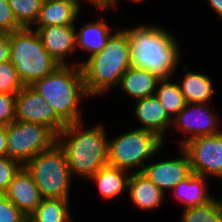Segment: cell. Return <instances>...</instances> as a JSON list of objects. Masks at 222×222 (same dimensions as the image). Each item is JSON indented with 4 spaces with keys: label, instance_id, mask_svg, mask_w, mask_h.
I'll use <instances>...</instances> for the list:
<instances>
[{
    "label": "cell",
    "instance_id": "603a6c76",
    "mask_svg": "<svg viewBox=\"0 0 222 222\" xmlns=\"http://www.w3.org/2000/svg\"><path fill=\"white\" fill-rule=\"evenodd\" d=\"M68 199L43 198L26 222H72Z\"/></svg>",
    "mask_w": 222,
    "mask_h": 222
},
{
    "label": "cell",
    "instance_id": "3957f363",
    "mask_svg": "<svg viewBox=\"0 0 222 222\" xmlns=\"http://www.w3.org/2000/svg\"><path fill=\"white\" fill-rule=\"evenodd\" d=\"M79 66L90 98L102 97L109 89L118 87L121 76L132 66L126 29L115 30L106 46L99 53L81 60Z\"/></svg>",
    "mask_w": 222,
    "mask_h": 222
},
{
    "label": "cell",
    "instance_id": "8992f818",
    "mask_svg": "<svg viewBox=\"0 0 222 222\" xmlns=\"http://www.w3.org/2000/svg\"><path fill=\"white\" fill-rule=\"evenodd\" d=\"M163 144L162 138L148 130L137 128L119 134L109 139L108 165L127 172L136 168L133 173H140Z\"/></svg>",
    "mask_w": 222,
    "mask_h": 222
},
{
    "label": "cell",
    "instance_id": "5bb4252c",
    "mask_svg": "<svg viewBox=\"0 0 222 222\" xmlns=\"http://www.w3.org/2000/svg\"><path fill=\"white\" fill-rule=\"evenodd\" d=\"M4 196L27 217L36 210L43 199L31 174L24 166L14 175Z\"/></svg>",
    "mask_w": 222,
    "mask_h": 222
},
{
    "label": "cell",
    "instance_id": "e575fe53",
    "mask_svg": "<svg viewBox=\"0 0 222 222\" xmlns=\"http://www.w3.org/2000/svg\"><path fill=\"white\" fill-rule=\"evenodd\" d=\"M209 6L217 14V16L222 20V0H207Z\"/></svg>",
    "mask_w": 222,
    "mask_h": 222
},
{
    "label": "cell",
    "instance_id": "74e56055",
    "mask_svg": "<svg viewBox=\"0 0 222 222\" xmlns=\"http://www.w3.org/2000/svg\"><path fill=\"white\" fill-rule=\"evenodd\" d=\"M4 195V193H2L1 191H0V197H2Z\"/></svg>",
    "mask_w": 222,
    "mask_h": 222
},
{
    "label": "cell",
    "instance_id": "d6a6232c",
    "mask_svg": "<svg viewBox=\"0 0 222 222\" xmlns=\"http://www.w3.org/2000/svg\"><path fill=\"white\" fill-rule=\"evenodd\" d=\"M82 0H80L81 3ZM87 1L88 3L90 2L91 4H93V6L97 9H99L100 11H103L107 8H115L114 6H116V4L118 3V0H84Z\"/></svg>",
    "mask_w": 222,
    "mask_h": 222
},
{
    "label": "cell",
    "instance_id": "f1b7e54d",
    "mask_svg": "<svg viewBox=\"0 0 222 222\" xmlns=\"http://www.w3.org/2000/svg\"><path fill=\"white\" fill-rule=\"evenodd\" d=\"M16 94L0 93V126H7L16 119Z\"/></svg>",
    "mask_w": 222,
    "mask_h": 222
},
{
    "label": "cell",
    "instance_id": "52a82bcc",
    "mask_svg": "<svg viewBox=\"0 0 222 222\" xmlns=\"http://www.w3.org/2000/svg\"><path fill=\"white\" fill-rule=\"evenodd\" d=\"M24 167L31 174L42 198L70 200L73 177L65 152L57 142L30 159Z\"/></svg>",
    "mask_w": 222,
    "mask_h": 222
},
{
    "label": "cell",
    "instance_id": "83f0119b",
    "mask_svg": "<svg viewBox=\"0 0 222 222\" xmlns=\"http://www.w3.org/2000/svg\"><path fill=\"white\" fill-rule=\"evenodd\" d=\"M22 165L10 157L0 158V191L4 193Z\"/></svg>",
    "mask_w": 222,
    "mask_h": 222
},
{
    "label": "cell",
    "instance_id": "ac0fdd59",
    "mask_svg": "<svg viewBox=\"0 0 222 222\" xmlns=\"http://www.w3.org/2000/svg\"><path fill=\"white\" fill-rule=\"evenodd\" d=\"M160 78L145 69L129 67L121 76L118 89L122 90L130 98L140 100L146 97L154 96L157 83Z\"/></svg>",
    "mask_w": 222,
    "mask_h": 222
},
{
    "label": "cell",
    "instance_id": "cb8c5ba5",
    "mask_svg": "<svg viewBox=\"0 0 222 222\" xmlns=\"http://www.w3.org/2000/svg\"><path fill=\"white\" fill-rule=\"evenodd\" d=\"M155 96L171 119L187 104L179 84L173 83L171 78H163L158 81Z\"/></svg>",
    "mask_w": 222,
    "mask_h": 222
},
{
    "label": "cell",
    "instance_id": "7c38bea8",
    "mask_svg": "<svg viewBox=\"0 0 222 222\" xmlns=\"http://www.w3.org/2000/svg\"><path fill=\"white\" fill-rule=\"evenodd\" d=\"M180 156L175 159L147 163L142 173L164 193L172 190L180 181L191 173L190 159L186 151L180 147Z\"/></svg>",
    "mask_w": 222,
    "mask_h": 222
},
{
    "label": "cell",
    "instance_id": "e0dca14e",
    "mask_svg": "<svg viewBox=\"0 0 222 222\" xmlns=\"http://www.w3.org/2000/svg\"><path fill=\"white\" fill-rule=\"evenodd\" d=\"M127 190L133 204L142 210L160 207L165 193L150 181L142 172L130 173Z\"/></svg>",
    "mask_w": 222,
    "mask_h": 222
},
{
    "label": "cell",
    "instance_id": "484cf974",
    "mask_svg": "<svg viewBox=\"0 0 222 222\" xmlns=\"http://www.w3.org/2000/svg\"><path fill=\"white\" fill-rule=\"evenodd\" d=\"M180 222H222L216 197L204 205L183 209Z\"/></svg>",
    "mask_w": 222,
    "mask_h": 222
},
{
    "label": "cell",
    "instance_id": "8fae6325",
    "mask_svg": "<svg viewBox=\"0 0 222 222\" xmlns=\"http://www.w3.org/2000/svg\"><path fill=\"white\" fill-rule=\"evenodd\" d=\"M209 105V103H187L172 119V126L176 131L183 132L186 136L179 141L180 147L188 140L222 132L217 125L220 119ZM186 134H189V137Z\"/></svg>",
    "mask_w": 222,
    "mask_h": 222
},
{
    "label": "cell",
    "instance_id": "4dcf8cb0",
    "mask_svg": "<svg viewBox=\"0 0 222 222\" xmlns=\"http://www.w3.org/2000/svg\"><path fill=\"white\" fill-rule=\"evenodd\" d=\"M25 216L9 199L4 195L0 197V222H26Z\"/></svg>",
    "mask_w": 222,
    "mask_h": 222
},
{
    "label": "cell",
    "instance_id": "ffe728a7",
    "mask_svg": "<svg viewBox=\"0 0 222 222\" xmlns=\"http://www.w3.org/2000/svg\"><path fill=\"white\" fill-rule=\"evenodd\" d=\"M127 171L112 167L110 165L100 168L89 180H93L98 188L101 198L107 200L115 199L120 194L127 191L128 178Z\"/></svg>",
    "mask_w": 222,
    "mask_h": 222
},
{
    "label": "cell",
    "instance_id": "7a4b0ae2",
    "mask_svg": "<svg viewBox=\"0 0 222 222\" xmlns=\"http://www.w3.org/2000/svg\"><path fill=\"white\" fill-rule=\"evenodd\" d=\"M83 127V121L67 124L57 135V143L65 152L72 177L88 180L108 165L109 139L102 123Z\"/></svg>",
    "mask_w": 222,
    "mask_h": 222
},
{
    "label": "cell",
    "instance_id": "f546056e",
    "mask_svg": "<svg viewBox=\"0 0 222 222\" xmlns=\"http://www.w3.org/2000/svg\"><path fill=\"white\" fill-rule=\"evenodd\" d=\"M22 29L17 23L8 0H0V32L12 33Z\"/></svg>",
    "mask_w": 222,
    "mask_h": 222
},
{
    "label": "cell",
    "instance_id": "2e32d148",
    "mask_svg": "<svg viewBox=\"0 0 222 222\" xmlns=\"http://www.w3.org/2000/svg\"><path fill=\"white\" fill-rule=\"evenodd\" d=\"M81 4L80 0H44L33 26L41 28L50 25H75Z\"/></svg>",
    "mask_w": 222,
    "mask_h": 222
},
{
    "label": "cell",
    "instance_id": "9a60e30c",
    "mask_svg": "<svg viewBox=\"0 0 222 222\" xmlns=\"http://www.w3.org/2000/svg\"><path fill=\"white\" fill-rule=\"evenodd\" d=\"M134 104L135 119L142 125L138 129L154 132L165 142L166 132L172 127V119L158 98L154 95L136 100Z\"/></svg>",
    "mask_w": 222,
    "mask_h": 222
},
{
    "label": "cell",
    "instance_id": "6da1fadb",
    "mask_svg": "<svg viewBox=\"0 0 222 222\" xmlns=\"http://www.w3.org/2000/svg\"><path fill=\"white\" fill-rule=\"evenodd\" d=\"M129 36L132 67L172 78L180 65L181 52L176 37L163 26L142 24L125 28Z\"/></svg>",
    "mask_w": 222,
    "mask_h": 222
},
{
    "label": "cell",
    "instance_id": "9c48e42d",
    "mask_svg": "<svg viewBox=\"0 0 222 222\" xmlns=\"http://www.w3.org/2000/svg\"><path fill=\"white\" fill-rule=\"evenodd\" d=\"M182 148L189 156L192 172L222 180V132L188 140Z\"/></svg>",
    "mask_w": 222,
    "mask_h": 222
},
{
    "label": "cell",
    "instance_id": "1f68e13d",
    "mask_svg": "<svg viewBox=\"0 0 222 222\" xmlns=\"http://www.w3.org/2000/svg\"><path fill=\"white\" fill-rule=\"evenodd\" d=\"M10 60L9 33L0 32V63Z\"/></svg>",
    "mask_w": 222,
    "mask_h": 222
},
{
    "label": "cell",
    "instance_id": "277c9868",
    "mask_svg": "<svg viewBox=\"0 0 222 222\" xmlns=\"http://www.w3.org/2000/svg\"><path fill=\"white\" fill-rule=\"evenodd\" d=\"M70 64L60 65L53 73L31 85L66 124L82 121L79 106L82 99L90 97L85 88L81 66L75 60Z\"/></svg>",
    "mask_w": 222,
    "mask_h": 222
},
{
    "label": "cell",
    "instance_id": "836d02e7",
    "mask_svg": "<svg viewBox=\"0 0 222 222\" xmlns=\"http://www.w3.org/2000/svg\"><path fill=\"white\" fill-rule=\"evenodd\" d=\"M8 156L7 126H0V158Z\"/></svg>",
    "mask_w": 222,
    "mask_h": 222
},
{
    "label": "cell",
    "instance_id": "d4e9b609",
    "mask_svg": "<svg viewBox=\"0 0 222 222\" xmlns=\"http://www.w3.org/2000/svg\"><path fill=\"white\" fill-rule=\"evenodd\" d=\"M44 0H8L17 23L22 28H35L39 11Z\"/></svg>",
    "mask_w": 222,
    "mask_h": 222
},
{
    "label": "cell",
    "instance_id": "ba28073f",
    "mask_svg": "<svg viewBox=\"0 0 222 222\" xmlns=\"http://www.w3.org/2000/svg\"><path fill=\"white\" fill-rule=\"evenodd\" d=\"M56 142L57 135L47 126L18 120L7 125L8 157L17 160L22 166Z\"/></svg>",
    "mask_w": 222,
    "mask_h": 222
},
{
    "label": "cell",
    "instance_id": "5b68a950",
    "mask_svg": "<svg viewBox=\"0 0 222 222\" xmlns=\"http://www.w3.org/2000/svg\"><path fill=\"white\" fill-rule=\"evenodd\" d=\"M9 41L10 61L24 86H31L60 66L44 49L34 29L22 28L9 33Z\"/></svg>",
    "mask_w": 222,
    "mask_h": 222
},
{
    "label": "cell",
    "instance_id": "30bf717a",
    "mask_svg": "<svg viewBox=\"0 0 222 222\" xmlns=\"http://www.w3.org/2000/svg\"><path fill=\"white\" fill-rule=\"evenodd\" d=\"M15 110V120L47 126L56 135L67 125L32 86H24L16 94Z\"/></svg>",
    "mask_w": 222,
    "mask_h": 222
},
{
    "label": "cell",
    "instance_id": "d590c367",
    "mask_svg": "<svg viewBox=\"0 0 222 222\" xmlns=\"http://www.w3.org/2000/svg\"><path fill=\"white\" fill-rule=\"evenodd\" d=\"M217 200V203L219 205V208L221 210V215H222V199H216Z\"/></svg>",
    "mask_w": 222,
    "mask_h": 222
},
{
    "label": "cell",
    "instance_id": "4316f807",
    "mask_svg": "<svg viewBox=\"0 0 222 222\" xmlns=\"http://www.w3.org/2000/svg\"><path fill=\"white\" fill-rule=\"evenodd\" d=\"M23 87L24 84L11 61L0 63V93L17 94Z\"/></svg>",
    "mask_w": 222,
    "mask_h": 222
},
{
    "label": "cell",
    "instance_id": "4fadbf2b",
    "mask_svg": "<svg viewBox=\"0 0 222 222\" xmlns=\"http://www.w3.org/2000/svg\"><path fill=\"white\" fill-rule=\"evenodd\" d=\"M76 24L59 26L50 25L36 28L44 49L60 65H69L66 57L73 54L76 49Z\"/></svg>",
    "mask_w": 222,
    "mask_h": 222
},
{
    "label": "cell",
    "instance_id": "d6986e66",
    "mask_svg": "<svg viewBox=\"0 0 222 222\" xmlns=\"http://www.w3.org/2000/svg\"><path fill=\"white\" fill-rule=\"evenodd\" d=\"M208 180L209 178L192 172L172 189L175 197L184 205L183 209L204 205L214 198L208 192Z\"/></svg>",
    "mask_w": 222,
    "mask_h": 222
},
{
    "label": "cell",
    "instance_id": "8d00e7d4",
    "mask_svg": "<svg viewBox=\"0 0 222 222\" xmlns=\"http://www.w3.org/2000/svg\"><path fill=\"white\" fill-rule=\"evenodd\" d=\"M131 1H133V2L135 1V2H138V3H139V2H142V1H144V0H131Z\"/></svg>",
    "mask_w": 222,
    "mask_h": 222
},
{
    "label": "cell",
    "instance_id": "7402d4cb",
    "mask_svg": "<svg viewBox=\"0 0 222 222\" xmlns=\"http://www.w3.org/2000/svg\"><path fill=\"white\" fill-rule=\"evenodd\" d=\"M181 82L179 86L186 103H210L214 88L207 74L187 70Z\"/></svg>",
    "mask_w": 222,
    "mask_h": 222
},
{
    "label": "cell",
    "instance_id": "44dd1931",
    "mask_svg": "<svg viewBox=\"0 0 222 222\" xmlns=\"http://www.w3.org/2000/svg\"><path fill=\"white\" fill-rule=\"evenodd\" d=\"M76 31V46L87 51L88 58L99 53L105 46L110 35L113 33L105 21H91L83 24Z\"/></svg>",
    "mask_w": 222,
    "mask_h": 222
}]
</instances>
